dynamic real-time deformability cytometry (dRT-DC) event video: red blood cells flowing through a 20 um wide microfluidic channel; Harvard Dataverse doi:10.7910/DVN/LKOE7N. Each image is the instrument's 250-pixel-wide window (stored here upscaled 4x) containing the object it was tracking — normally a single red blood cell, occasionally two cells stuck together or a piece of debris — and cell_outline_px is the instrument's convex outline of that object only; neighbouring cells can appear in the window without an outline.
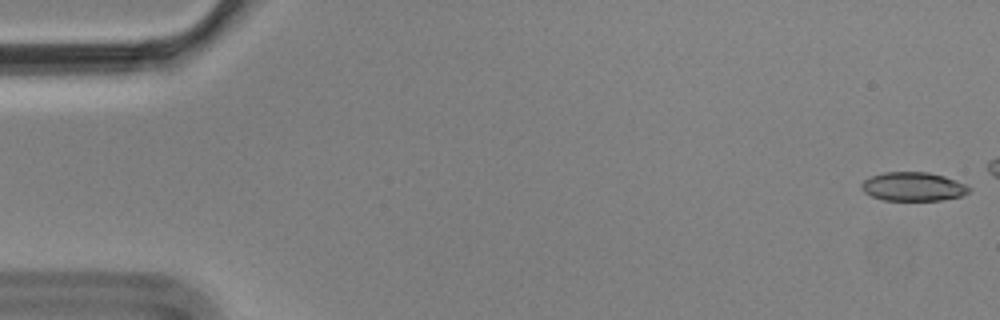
{"species": "Egyptian fruit bat (a non-hibernating species)", "species_latin": "Rousettus aegyptiacus", "temperature_condition": "cold", "stored_images_in_passage": 6, "camera_frame_rate_fps": 3000, "um_per_image_px": 0.085, "animal": {"sex": "male"}, "frame": {"image": 1, "passage_image": 1, "time_ms": 0.0, "image_size_px": [1000, 320], "cell_outline_px": [[972, 188], [968, 192], [960, 196], [940, 200], [884, 200], [872, 196], [864, 192], [860, 188], [860, 184], [864, 180], [872, 176], [884, 172], [928, 172], [944, 176], [956, 180]], "centroid_in_image_um": [77.6, 15.85], "position_along_channel_um": 7.4, "area_um2": 17.98}}
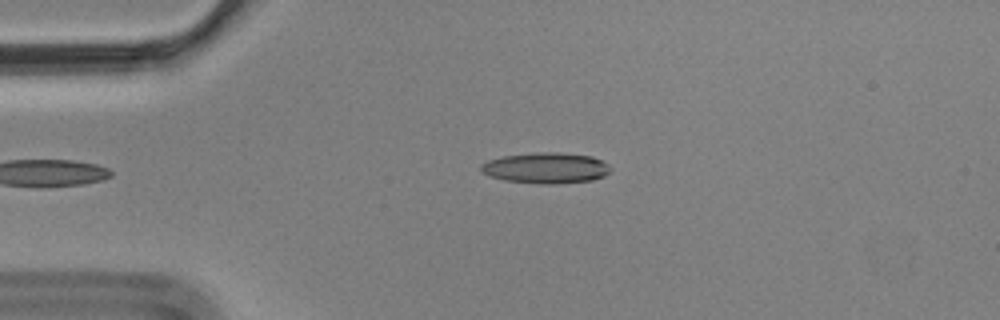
{"frame": {"image": 2, "passage_image": 6, "time_ms": 1.667, "image_size_px": [1000, 320], "cell_outline_px": [[612, 168], [604, 176], [592, 180], [552, 184], [544, 184], [504, 180], [480, 172], [480, 164], [488, 160], [504, 156], [536, 152], [560, 152], [592, 156], [608, 164]], "centroid_in_image_um": [46.4, 14.27], "position_along_channel_um": 38.6, "area_um2": 23.24}}